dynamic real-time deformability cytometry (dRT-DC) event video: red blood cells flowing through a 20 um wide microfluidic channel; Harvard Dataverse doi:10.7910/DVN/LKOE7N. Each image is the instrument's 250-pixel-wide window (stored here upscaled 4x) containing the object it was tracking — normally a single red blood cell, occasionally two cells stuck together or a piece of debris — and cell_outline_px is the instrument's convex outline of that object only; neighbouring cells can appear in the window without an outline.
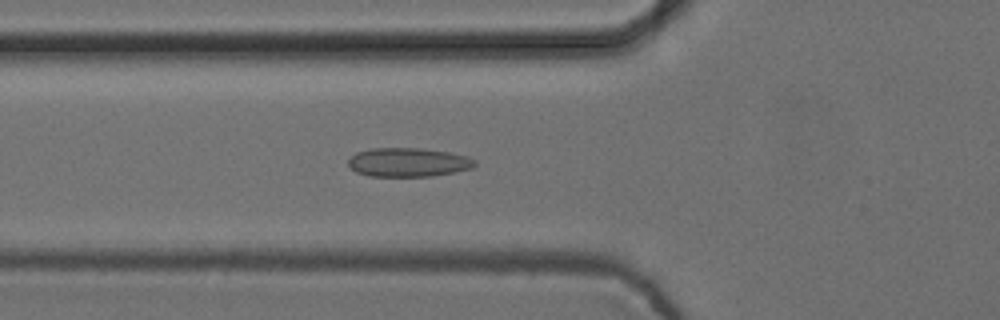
{"species": "common noctule bat (a hibernating species)", "species_latin": "Nyctalus noctula", "temperature_condition": "cold", "stored_images_in_passage": 55, "camera_frame_rate_fps": 3000, "um_per_image_px": 0.085, "animal": {"sex": "female", "body_mass_g": 24.6, "forearm_length_mm": 56.2}, "frame": {"image": 1, "passage_image": 20, "time_ms": 6.333, "image_size_px": [1000, 320], "cell_outline_px": [[476, 164], [472, 168], [432, 176], [368, 176], [356, 172], [348, 164], [348, 160], [356, 152], [372, 148], [420, 148], [448, 152], [468, 156], [476, 160]], "centroid_in_image_um": [34.69, 13.79], "position_along_channel_um": 91.1, "area_um2": 21.27}}
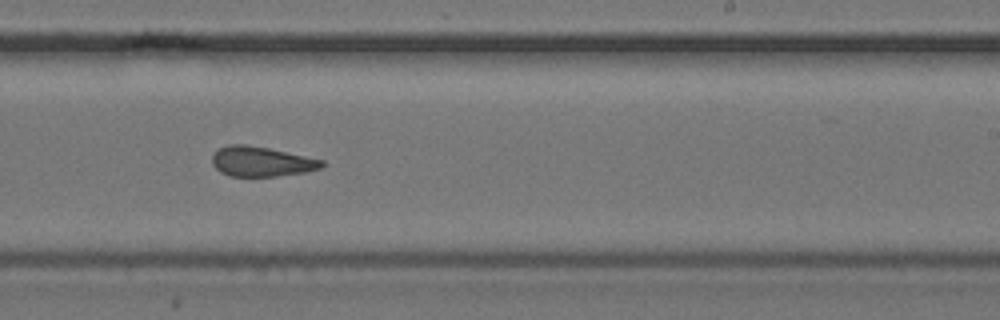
{"frame": {"image": 2, "passage_image": 34, "time_ms": 11.0, "image_size_px": [1000, 320], "cell_outline_px": [[324, 164], [320, 168], [304, 172], [276, 176], [228, 176], [220, 172], [212, 164], [212, 152], [228, 144], [248, 144], [268, 148], [324, 160]], "centroid_in_image_um": [22.16, 13.72], "position_along_channel_um": 266.8, "area_um2": 19.13}}
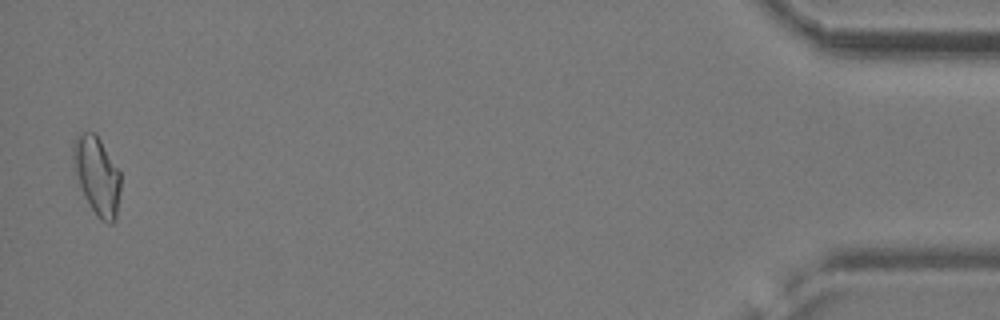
{"frame": {"image": 3, "passage_image": 54, "time_ms": 17.667, "image_size_px": [1000, 320], "cell_outline_px": [[120, 192], [116, 220], [112, 224], [108, 224], [100, 220], [92, 208], [72, 176], [72, 144], [76, 136], [80, 132], [96, 132], [120, 172]], "centroid_in_image_um": [8.2, 14.91], "position_along_channel_um": 427.0, "area_um2": 22.25}, "authors_computed_cell_mechanics": {"area_um2": 20.1144, "velocity_mm_per_s": 3.7534, "shape_relaxation_time_tau1_ms": null, "shape_relaxation_time_tau2_ms": 3.9512, "deformation_change_tau1": null, "deformation_change_tau2": 0.1053}}